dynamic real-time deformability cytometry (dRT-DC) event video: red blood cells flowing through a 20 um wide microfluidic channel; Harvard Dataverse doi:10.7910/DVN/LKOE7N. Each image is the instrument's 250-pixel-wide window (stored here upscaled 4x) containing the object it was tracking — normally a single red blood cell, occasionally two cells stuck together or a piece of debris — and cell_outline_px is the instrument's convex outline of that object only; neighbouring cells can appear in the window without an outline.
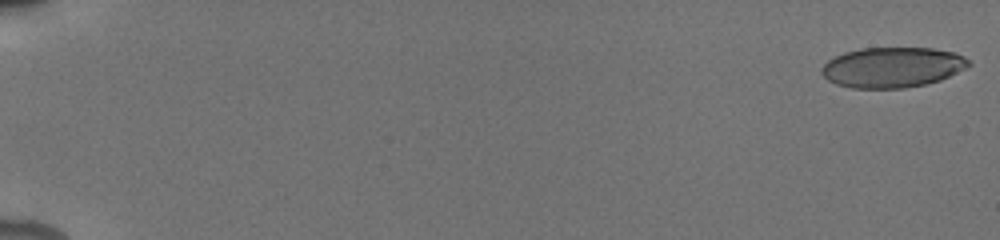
{"species": "human", "species_latin": "Homo sapiens", "temperature_condition": "cold", "stored_images_in_passage": 43, "camera_frame_rate_fps": 3000, "um_per_image_px": 0.085, "donor": {"sex": "male"}, "frame": {"image": 1, "passage_image": 1, "time_ms": 0.0, "image_size_px": [1000, 240], "cell_outline_px": [[972, 64], [940, 80], [924, 84], [904, 88], [852, 88], [836, 84], [828, 80], [820, 72], [820, 68], [828, 60], [844, 52], [860, 48], [932, 48], [956, 52], [964, 56]], "centroid_in_image_um": [75.83, 5.71], "position_along_channel_um": 9.2, "area_um2": 34.51}}
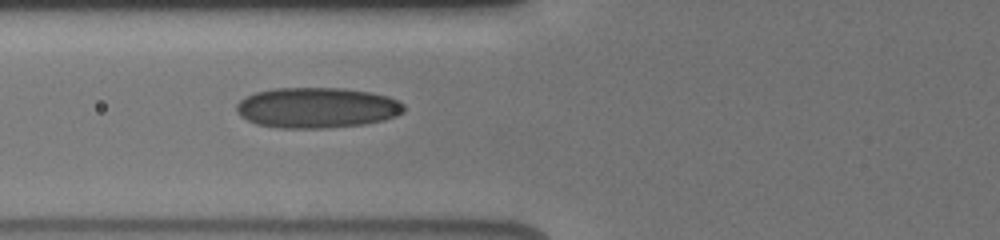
{"frame": {"image": 2, "passage_image": 36, "time_ms": 7.333, "image_size_px": [1000, 240], "cell_outline_px": [[404, 112], [396, 116], [384, 120], [364, 124], [324, 128], [280, 128], [256, 124], [240, 116], [236, 112], [236, 104], [240, 100], [256, 92], [276, 88], [344, 88], [368, 92], [388, 96], [400, 100], [404, 104]], "centroid_in_image_um": [26.95, 9.16], "position_along_channel_um": 98.8, "area_um2": 39.65}}
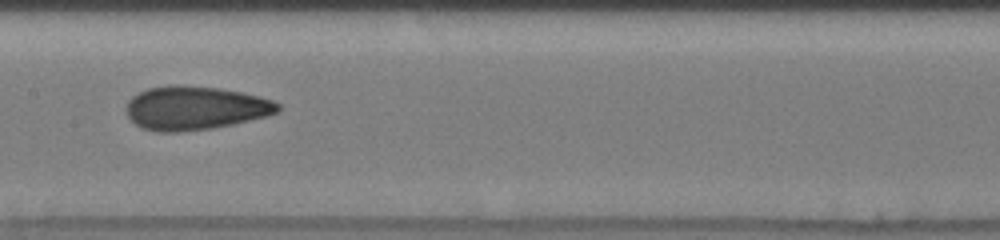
{"frame": {"image": 3, "passage_image": 42, "time_ms": 9.667, "image_size_px": [1000, 240], "cell_outline_px": [[280, 108], [276, 112], [268, 116], [232, 124], [212, 128], [180, 132], [156, 132], [140, 128], [128, 116], [124, 108], [128, 100], [132, 96], [148, 88], [176, 84], [220, 88], [240, 92], [272, 100], [280, 104]], "centroid_in_image_um": [16.54, 9.19], "position_along_channel_um": 190.9, "area_um2": 38.67}}